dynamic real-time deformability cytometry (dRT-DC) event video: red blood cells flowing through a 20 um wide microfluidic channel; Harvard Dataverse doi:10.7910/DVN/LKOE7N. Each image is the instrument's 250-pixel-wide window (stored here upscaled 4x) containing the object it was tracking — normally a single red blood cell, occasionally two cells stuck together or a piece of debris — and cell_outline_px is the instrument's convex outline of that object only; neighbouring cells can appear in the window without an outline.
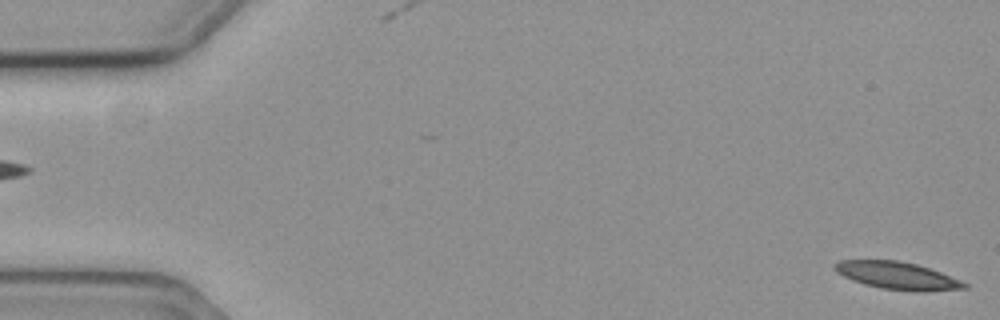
{"species": "common noctule bat (a hibernating species)", "species_latin": "Nyctalus noctula", "temperature_condition": "cold", "stored_images_in_passage": 31, "camera_frame_rate_fps": 3000, "um_per_image_px": 0.085, "animal": {"sex": "female", "body_mass_g": 19.3, "forearm_length_mm": 54.1}, "frame": {"image": 1, "passage_image": 1, "time_ms": 0.0, "image_size_px": [1000, 320], "cell_outline_px": [[968, 288], [924, 292], [916, 292], [880, 288], [864, 284], [852, 280], [836, 272], [832, 268], [832, 264], [840, 260], [900, 260], [916, 264], [940, 272], [960, 280], [968, 284]], "centroid_in_image_um": [76.25, 23.43], "position_along_channel_um": 8.8, "area_um2": 20.92}}
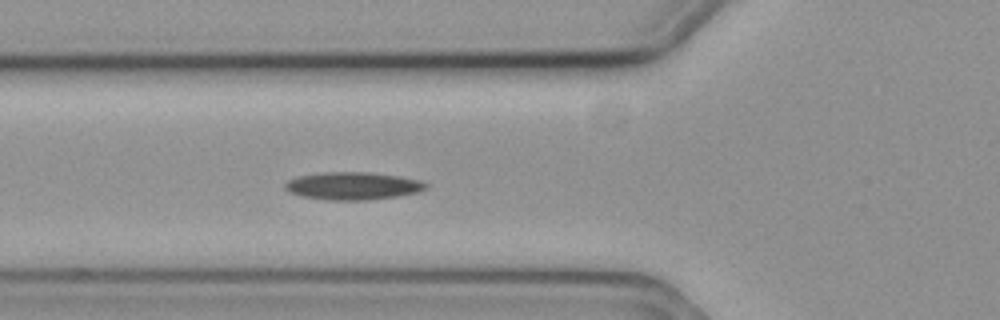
{"frame": {"image": 2, "passage_image": 21, "time_ms": 6.667, "image_size_px": [1000, 320], "cell_outline_px": [[428, 188], [416, 192], [396, 196], [368, 200], [328, 200], [300, 196], [288, 192], [284, 188], [284, 184], [288, 180], [300, 176], [324, 172], [368, 172], [400, 176], [420, 180], [428, 184]], "centroid_in_image_um": [29.98, 15.8], "position_along_channel_um": 95.8, "area_um2": 22.72}}
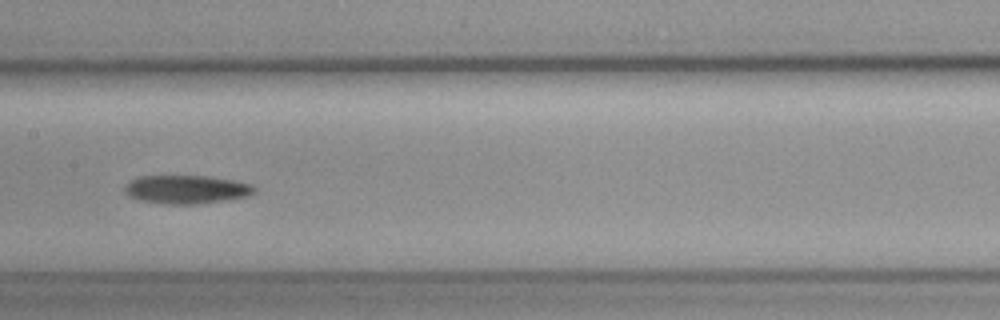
{"frame": {"image": 3, "passage_image": 29, "time_ms": 9.333, "image_size_px": [1000, 320], "cell_outline_px": [[256, 192], [248, 196], [224, 200], [196, 204], [164, 204], [140, 200], [128, 196], [124, 192], [124, 188], [132, 180], [140, 176], [208, 176], [232, 180], [252, 184], [256, 188]], "centroid_in_image_um": [15.86, 16.1], "position_along_channel_um": 191.5, "area_um2": 21.44}}